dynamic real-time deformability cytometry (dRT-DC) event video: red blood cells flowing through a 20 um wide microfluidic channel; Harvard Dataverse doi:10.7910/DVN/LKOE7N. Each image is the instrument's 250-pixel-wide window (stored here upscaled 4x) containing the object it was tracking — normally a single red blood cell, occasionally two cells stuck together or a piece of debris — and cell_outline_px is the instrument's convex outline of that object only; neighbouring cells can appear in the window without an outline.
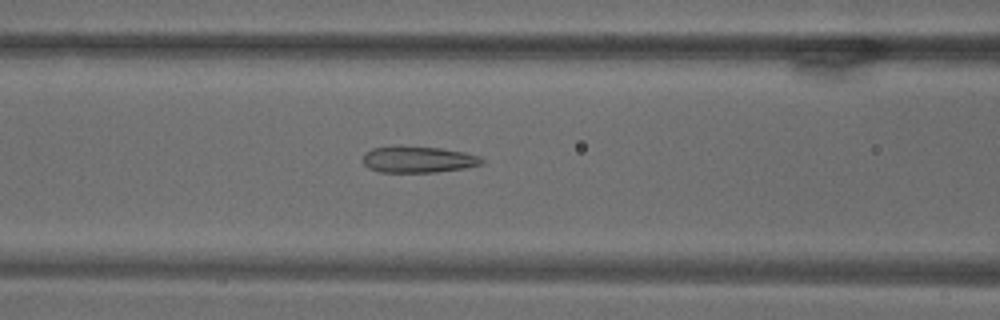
{"species": "common noctule bat (a hibernating species)", "species_latin": "Nyctalus noctula", "temperature_condition": "warm", "stored_images_in_passage": 52, "camera_frame_rate_fps": 3000, "um_per_image_px": 0.085, "animal": {"sex": "male", "body_mass_g": 18.8}, "frame": {"image": 1, "passage_image": 11, "time_ms": 3.333, "image_size_px": [1000, 320], "cell_outline_px": [[484, 164], [464, 168], [436, 172], [380, 172], [368, 168], [364, 164], [364, 152], [372, 148], [392, 144], [440, 148], [464, 152], [480, 156], [484, 160]], "centroid_in_image_um": [35.52, 13.53], "position_along_channel_um": 131.1, "area_um2": 18.73}}
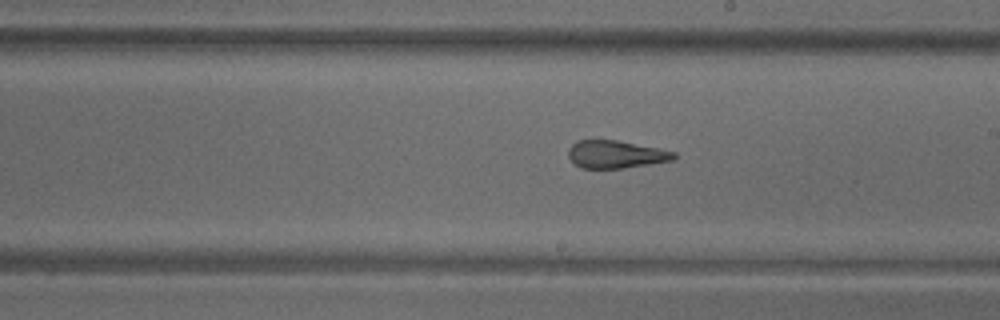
{"frame": {"image": 2, "passage_image": 22, "time_ms": 7.0, "image_size_px": [1000, 320], "cell_outline_px": [[676, 156], [672, 160], [624, 168], [580, 168], [568, 156], [568, 148], [576, 140], [616, 140], [676, 152]], "centroid_in_image_um": [52.3, 13.12], "position_along_channel_um": 236.7, "area_um2": 16.82}}
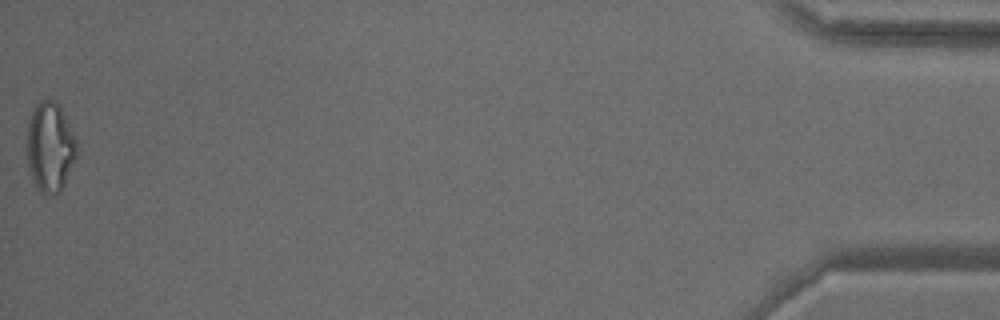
{"frame": {"image": 3, "passage_image": 52, "time_ms": 17.0, "image_size_px": [1000, 320], "cell_outline_px": [[80, 148], [64, 184], [60, 192], [52, 196], [44, 196], [36, 188], [32, 180], [28, 168], [24, 140], [28, 120], [32, 108], [40, 100], [56, 100], [60, 104]], "centroid_in_image_um": [4.22, 12.5], "position_along_channel_um": 431.0, "area_um2": 27.28}}